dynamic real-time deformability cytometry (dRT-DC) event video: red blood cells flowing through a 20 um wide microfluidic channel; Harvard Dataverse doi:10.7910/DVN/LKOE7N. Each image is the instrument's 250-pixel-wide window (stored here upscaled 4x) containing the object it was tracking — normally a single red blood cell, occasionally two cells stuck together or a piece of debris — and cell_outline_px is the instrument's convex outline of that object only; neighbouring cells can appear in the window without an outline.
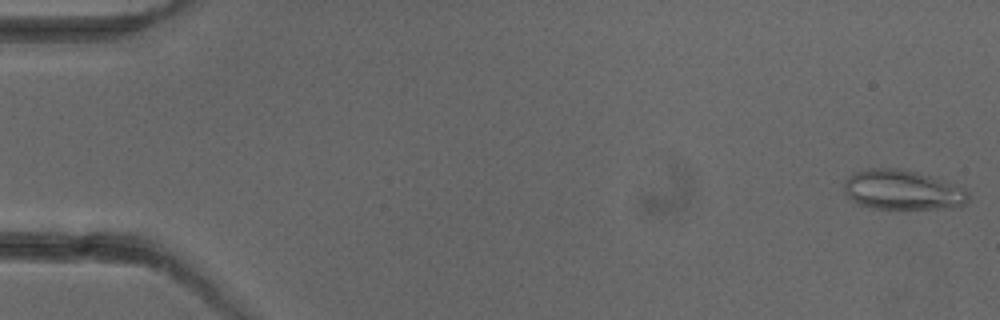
{"species": "common noctule bat (a hibernating species)", "species_latin": "Nyctalus noctula", "temperature_condition": "cold", "stored_images_in_passage": 5, "camera_frame_rate_fps": 3000, "um_per_image_px": 0.085, "animal": {"sex": "female"}, "frame": {"image": 1, "passage_image": 1, "time_ms": 0.0, "image_size_px": [1000, 320], "cell_outline_px": [[968, 200], [960, 208], [872, 208], [860, 204], [852, 200], [844, 192], [844, 180], [848, 176], [856, 172], [868, 168], [900, 168], [916, 172], [964, 188], [968, 192]], "centroid_in_image_um": [76.69, 16.14], "position_along_channel_um": 8.3, "area_um2": 28.55}}